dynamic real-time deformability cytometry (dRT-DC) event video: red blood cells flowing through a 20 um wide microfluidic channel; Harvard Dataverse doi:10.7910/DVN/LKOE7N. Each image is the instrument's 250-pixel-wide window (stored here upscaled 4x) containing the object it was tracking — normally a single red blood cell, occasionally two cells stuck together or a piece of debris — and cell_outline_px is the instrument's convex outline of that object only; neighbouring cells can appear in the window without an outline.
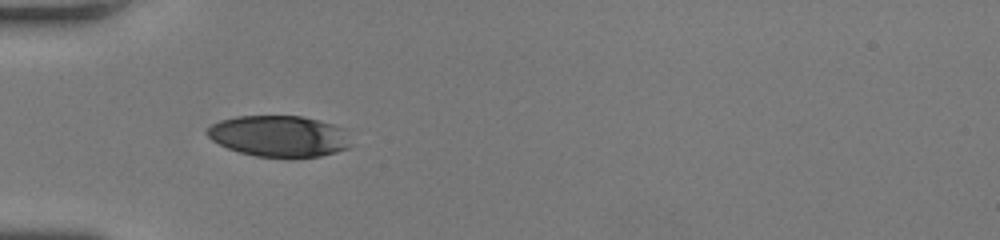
{"species": "human", "species_latin": "Homo sapiens", "temperature_condition": "room temperature", "stored_images_in_passage": 34, "camera_frame_rate_fps": 3000, "um_per_image_px": 0.085, "donor": {"sex": "female"}, "frame": {"image": 1, "passage_image": 1, "time_ms": 0.0, "image_size_px": [1000, 240], "cell_outline_px": [[348, 148], [336, 152], [320, 156], [292, 160], [288, 160], [256, 156], [240, 152], [228, 148], [212, 140], [204, 132], [212, 124], [220, 120], [236, 116], [300, 116], [332, 124], [344, 128], [348, 144]], "centroid_in_image_um": [23.69, 11.61], "position_along_channel_um": 61.3, "area_um2": 34.91}}
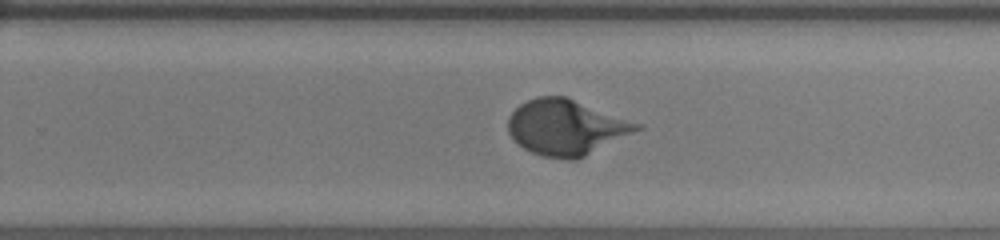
{"frame": {"image": 2, "passage_image": 17, "time_ms": 5.333, "image_size_px": [1000, 240], "cell_outline_px": [[644, 128], [576, 160], [564, 160], [544, 156], [532, 152], [524, 148], [512, 140], [508, 132], [508, 116], [520, 104], [528, 100], [540, 96], [564, 96], [644, 124]], "centroid_in_image_um": [48.13, 10.83], "position_along_channel_um": 281.7, "area_um2": 41.73}}
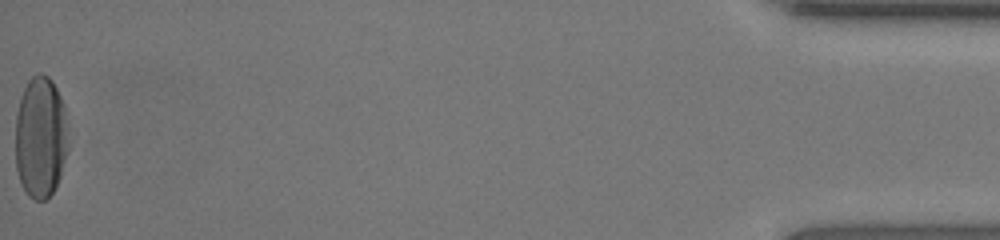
{"frame": {"image": 3, "passage_image": 34, "time_ms": 11.0, "image_size_px": [1000, 240], "cell_outline_px": [[68, 148], [60, 176], [52, 192], [44, 200], [36, 200], [28, 196], [20, 184], [16, 168], [16, 116], [20, 96], [28, 80], [32, 76], [40, 72], [48, 76], [52, 80], [64, 104], [68, 124]], "centroid_in_image_um": [3.45, 11.64], "position_along_channel_um": 431.7, "area_um2": 37.92}, "authors_computed_cell_mechanics": {"area_um2": 38.0902, "velocity_mm_per_s": 4.268, "shape_relaxation_time_tau1_ms": 3.1119, "shape_relaxation_time_tau2_ms": null, "deformation_change_tau1": 0.1835, "deformation_change_tau2": null}}